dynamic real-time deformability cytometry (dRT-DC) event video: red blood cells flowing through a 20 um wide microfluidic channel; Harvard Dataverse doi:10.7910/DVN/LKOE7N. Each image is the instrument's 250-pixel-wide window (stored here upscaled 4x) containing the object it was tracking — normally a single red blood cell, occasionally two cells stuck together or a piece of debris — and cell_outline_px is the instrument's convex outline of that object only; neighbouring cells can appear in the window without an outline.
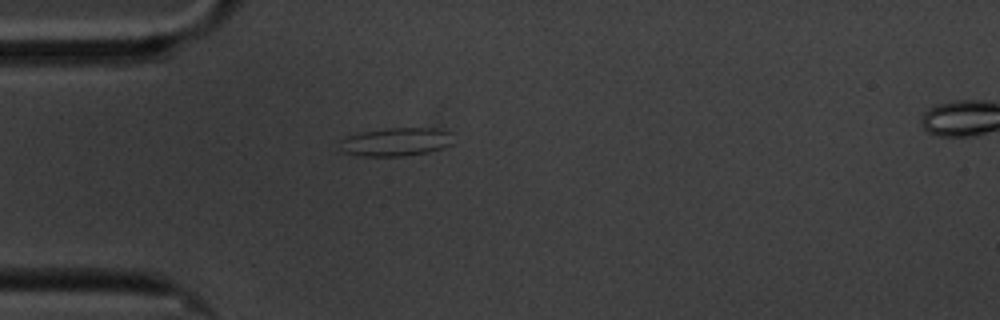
{"species": "common noctule bat (a hibernating species)", "species_latin": "Nyctalus noctula", "temperature_condition": "cold", "stored_images_in_passage": 44, "camera_frame_rate_fps": 3000, "um_per_image_px": 0.085, "animal": {"sex": "male", "body_mass_g": 20.1, "forearm_length_mm": 53.5}, "frame": {"image": 1, "passage_image": 1, "time_ms": 0.0, "image_size_px": [1000, 320], "cell_outline_px": [[456, 144], [444, 148], [428, 152], [404, 156], [364, 156], [336, 152], [340, 140], [348, 136], [360, 132], [384, 128], [432, 128], [452, 132]], "centroid_in_image_um": [33.65, 12.07], "position_along_channel_um": 51.3, "area_um2": 19.42}}
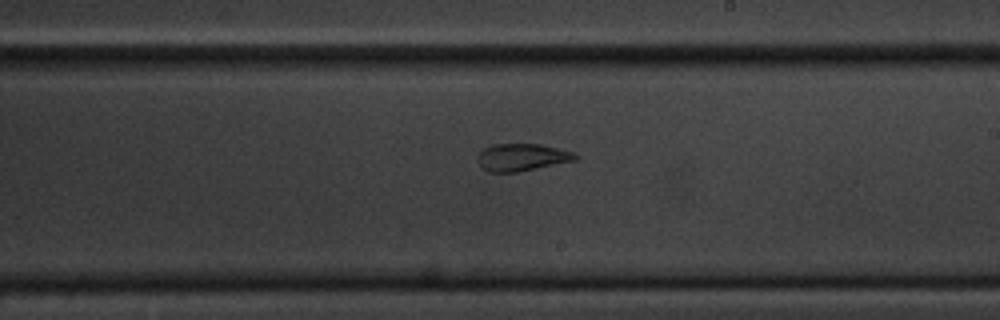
{"frame": {"image": 2, "passage_image": 19, "time_ms": 6.0, "image_size_px": [1000, 320], "cell_outline_px": [[580, 156], [576, 160], [516, 172], [488, 172], [480, 168], [476, 160], [476, 156], [484, 148], [492, 144], [540, 144], [572, 152]], "centroid_in_image_um": [44.29, 13.37], "position_along_channel_um": 244.7, "area_um2": 15.61}}
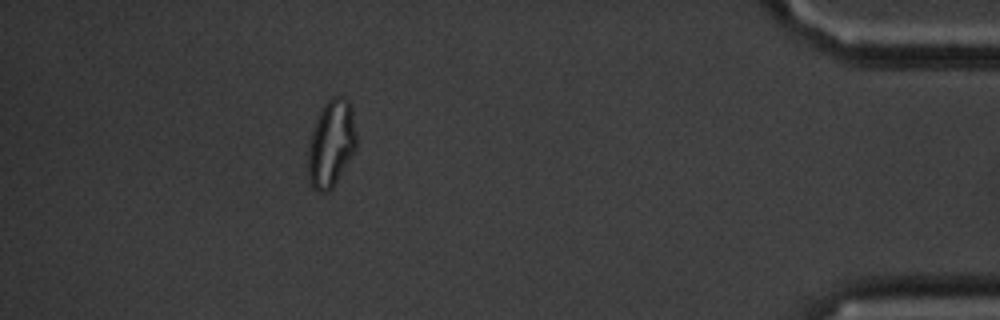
{"frame": {"image": 3, "passage_image": 38, "time_ms": 12.333, "image_size_px": [1000, 320], "cell_outline_px": [[356, 148], [332, 188], [328, 192], [320, 192], [312, 188], [308, 176], [308, 148], [312, 132], [316, 120], [324, 104], [332, 96], [344, 96], [352, 104], [356, 132]], "centroid_in_image_um": [28.16, 12.18], "position_along_channel_um": 407.0, "area_um2": 24.51}, "authors_computed_cell_mechanics": {"area_um2": 16.184, "velocity_mm_per_s": 3.3657, "shape_relaxation_time_tau1_ms": null, "shape_relaxation_time_tau2_ms": 2.211, "deformation_change_tau1": null, "deformation_change_tau2": 0.0839}}